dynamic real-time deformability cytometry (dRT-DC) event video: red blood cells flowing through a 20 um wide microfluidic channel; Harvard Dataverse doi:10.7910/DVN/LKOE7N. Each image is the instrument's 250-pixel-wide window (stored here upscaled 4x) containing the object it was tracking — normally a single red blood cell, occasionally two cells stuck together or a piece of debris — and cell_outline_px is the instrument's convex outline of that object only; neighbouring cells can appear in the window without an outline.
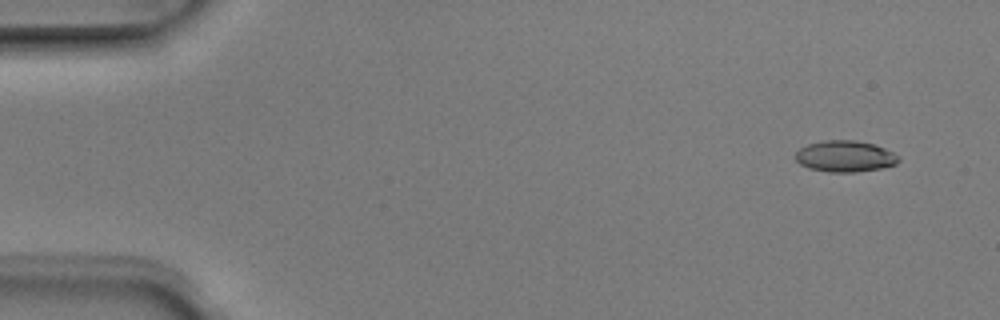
{"species": "Egyptian fruit bat (a non-hibernating species)", "species_latin": "Rousettus aegyptiacus", "temperature_condition": "room temperature", "stored_images_in_passage": 4, "camera_frame_rate_fps": 3000, "um_per_image_px": 0.085, "animal": {"sex": "male"}, "frame": {"image": 1, "passage_image": 1, "time_ms": 0.0, "image_size_px": [1000, 320], "cell_outline_px": [[900, 160], [896, 164], [880, 168], [856, 172], [828, 172], [808, 168], [800, 164], [796, 160], [796, 152], [800, 148], [808, 144], [824, 140], [856, 140], [872, 144], [884, 148], [900, 156]], "centroid_in_image_um": [71.83, 13.29], "position_along_channel_um": 13.2, "area_um2": 18.79}}
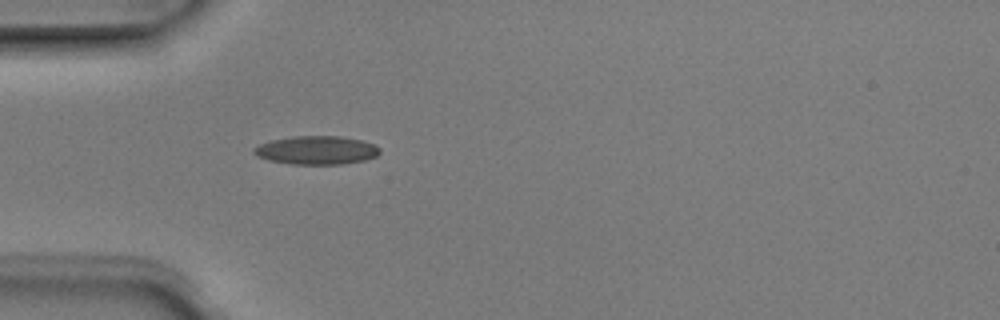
{"frame": {"image": 2, "passage_image": 4, "time_ms": 1.0, "image_size_px": [1000, 320], "cell_outline_px": [[380, 152], [376, 156], [364, 160], [340, 164], [292, 164], [268, 160], [256, 156], [252, 152], [252, 148], [260, 144], [272, 140], [292, 136], [340, 136], [360, 140], [372, 144], [380, 148]], "centroid_in_image_um": [26.86, 12.77], "position_along_channel_um": 58.1, "area_um2": 20.81}}